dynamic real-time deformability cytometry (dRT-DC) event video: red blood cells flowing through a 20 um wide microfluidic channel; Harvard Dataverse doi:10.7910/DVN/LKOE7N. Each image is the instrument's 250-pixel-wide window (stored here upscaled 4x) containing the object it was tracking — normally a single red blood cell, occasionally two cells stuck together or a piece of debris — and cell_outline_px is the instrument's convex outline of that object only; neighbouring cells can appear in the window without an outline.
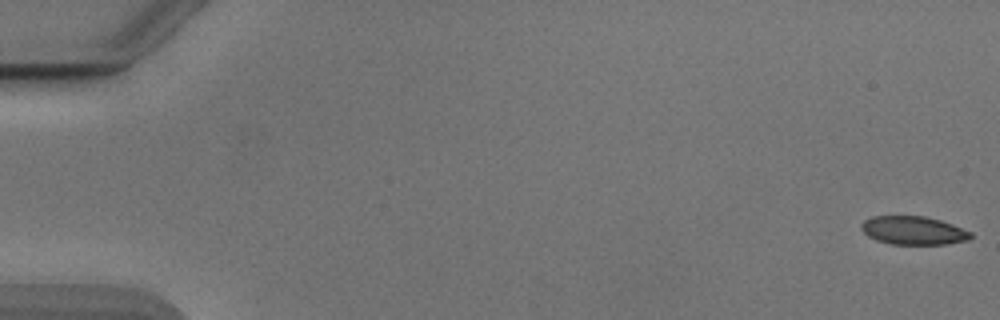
{"species": "Egyptian fruit bat (a non-hibernating species)", "species_latin": "Rousettus aegyptiacus", "temperature_condition": "cold", "stored_images_in_passage": 53, "camera_frame_rate_fps": 3000, "um_per_image_px": 0.085, "animal": {"sex": "male"}, "frame": {"image": 1, "passage_image": 1, "time_ms": 0.0, "image_size_px": [1000, 320], "cell_outline_px": [[972, 236], [968, 240], [944, 244], [892, 244], [876, 240], [868, 236], [860, 228], [860, 224], [864, 220], [872, 216], [924, 216], [940, 220], [952, 224], [972, 232]], "centroid_in_image_um": [77.62, 19.58], "position_along_channel_um": 7.4, "area_um2": 18.09}}
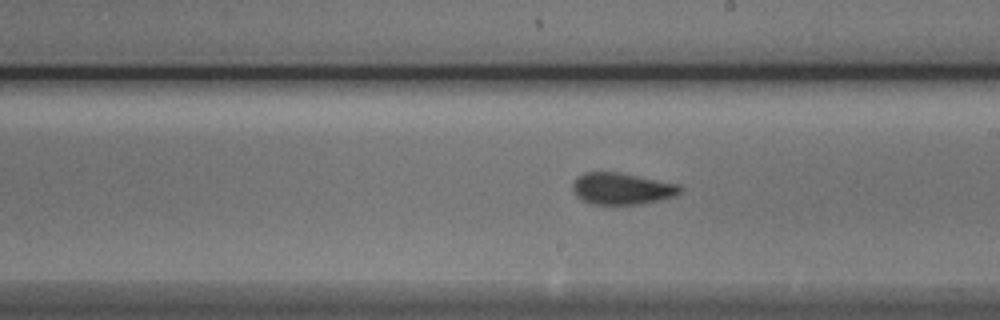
{"frame": {"image": 2, "passage_image": 31, "time_ms": 10.0, "image_size_px": [1000, 320], "cell_outline_px": [[684, 188], [676, 196], [660, 200], [640, 204], [588, 204], [576, 196], [572, 188], [572, 184], [576, 176], [584, 172], [620, 172], [680, 184]], "centroid_in_image_um": [52.86, 16.03], "position_along_channel_um": 236.1, "area_um2": 20.17}}
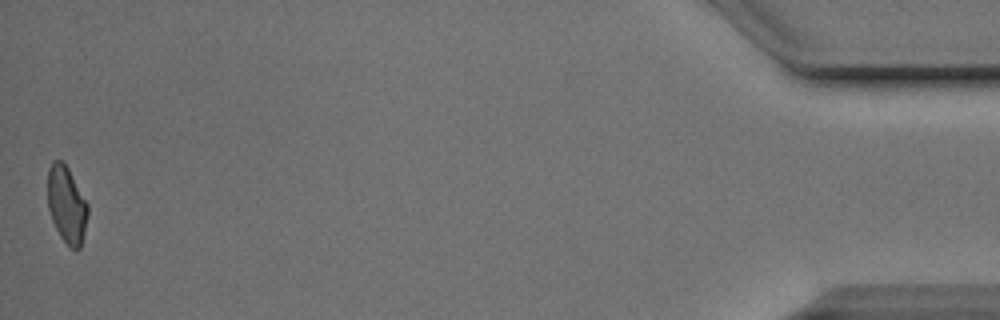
{"frame": {"image": 3, "passage_image": 53, "time_ms": 17.333, "image_size_px": [1000, 320], "cell_outline_px": [[88, 216], [80, 248], [76, 252], [68, 248], [60, 236], [52, 220], [48, 208], [48, 168], [56, 160], [60, 160], [68, 168], [88, 204]], "centroid_in_image_um": [5.67, 17.46], "position_along_channel_um": 429.5, "area_um2": 17.98}, "authors_computed_cell_mechanics": {"area_um2": 19.2474, "velocity_mm_per_s": 3.8946, "shape_relaxation_time_tau1_ms": 6.6203, "shape_relaxation_time_tau2_ms": 1.2238, "deformation_change_tau1": 0.1387, "deformation_change_tau2": 0.0647}}